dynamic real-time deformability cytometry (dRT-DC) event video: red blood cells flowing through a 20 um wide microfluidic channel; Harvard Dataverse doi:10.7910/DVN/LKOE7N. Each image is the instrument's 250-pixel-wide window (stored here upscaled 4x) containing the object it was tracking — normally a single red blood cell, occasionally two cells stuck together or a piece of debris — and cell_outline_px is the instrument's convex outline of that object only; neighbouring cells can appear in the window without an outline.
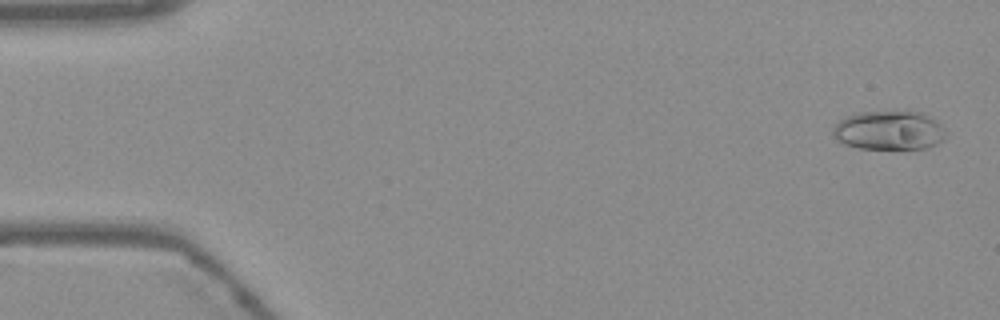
{"species": "Egyptian fruit bat (a non-hibernating species)", "species_latin": "Rousettus aegyptiacus", "temperature_condition": "warm", "stored_images_in_passage": 54, "camera_frame_rate_fps": 3000, "um_per_image_px": 0.085, "frame": {"image": 1, "passage_image": 2, "time_ms": 0.333, "image_size_px": [1000, 320], "cell_outline_px": [[948, 136], [944, 140], [928, 148], [856, 148], [840, 144], [832, 136], [832, 128], [840, 120], [856, 112], [920, 112], [928, 116], [940, 124]], "centroid_in_image_um": [75.53, 11.1], "position_along_channel_um": 9.5, "area_um2": 25.72}}
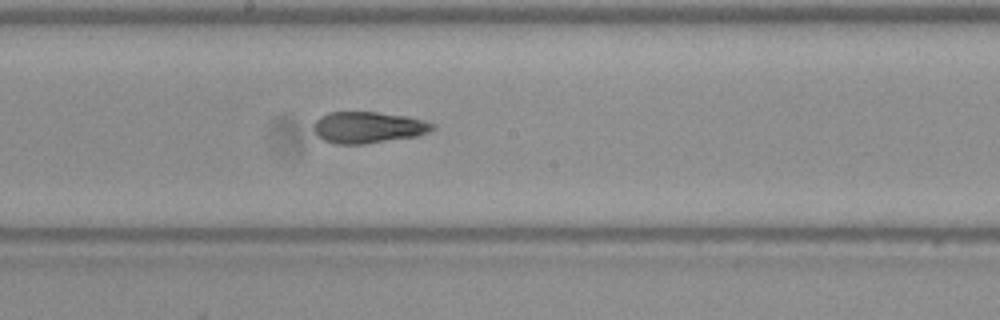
{"frame": {"image": 2, "passage_image": 29, "time_ms": 9.333, "image_size_px": [1000, 320], "cell_outline_px": [[436, 128], [428, 132], [416, 136], [364, 144], [336, 144], [324, 140], [312, 128], [312, 124], [320, 116], [328, 112], [376, 112], [408, 116], [424, 120], [436, 124]], "centroid_in_image_um": [31.3, 10.82], "position_along_channel_um": 216.9, "area_um2": 21.85}}
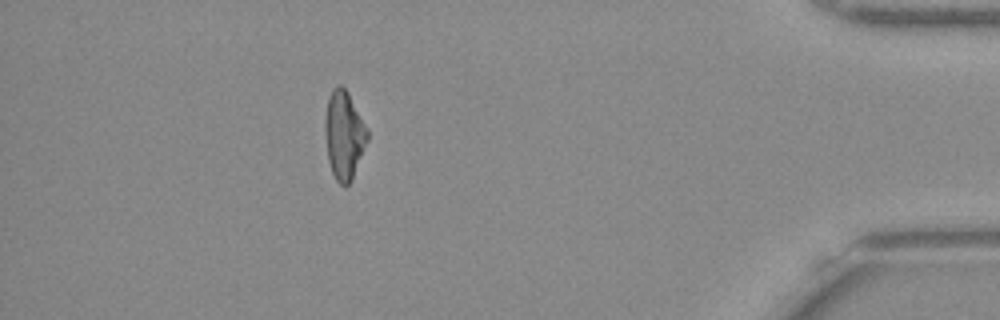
{"frame": {"image": 3, "passage_image": 48, "time_ms": 15.667, "image_size_px": [1000, 320], "cell_outline_px": [[368, 140], [352, 180], [348, 184], [340, 184], [336, 180], [332, 172], [328, 160], [324, 132], [324, 120], [328, 96], [332, 88], [336, 84], [340, 84], [348, 92], [368, 132]], "centroid_in_image_um": [29.21, 11.46], "position_along_channel_um": 406.0, "area_um2": 21.79}, "authors_computed_cell_mechanics": {"area_um2": 22.1374, "velocity_mm_per_s": 3.7934, "shape_relaxation_time_tau1_ms": null, "shape_relaxation_time_tau2_ms": 2.7517, "deformation_change_tau1": null, "deformation_change_tau2": 0.103}}